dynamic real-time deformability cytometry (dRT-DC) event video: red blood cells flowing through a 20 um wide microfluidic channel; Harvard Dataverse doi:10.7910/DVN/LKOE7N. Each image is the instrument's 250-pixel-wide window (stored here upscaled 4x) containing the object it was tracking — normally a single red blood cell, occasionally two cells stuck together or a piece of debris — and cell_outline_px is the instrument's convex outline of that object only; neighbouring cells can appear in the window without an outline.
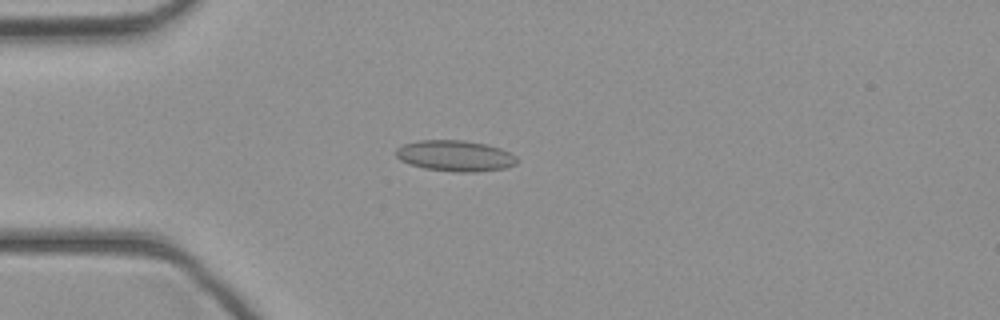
{"species": "common noctule bat (a hibernating species)", "species_latin": "Nyctalus noctula", "temperature_condition": "cold", "stored_images_in_passage": 43, "camera_frame_rate_fps": 3000, "um_per_image_px": 0.085, "animal": {"sex": "female", "body_mass_g": 21.9}, "frame": {"image": 1, "passage_image": 11, "time_ms": 3.333, "image_size_px": [1000, 320], "cell_outline_px": [[520, 160], [516, 164], [508, 168], [476, 172], [456, 172], [424, 168], [408, 164], [400, 160], [396, 156], [396, 148], [404, 144], [420, 140], [464, 140], [484, 144], [500, 148], [512, 152]], "centroid_in_image_um": [38.73, 13.25], "position_along_channel_um": 46.3, "area_um2": 22.08}}
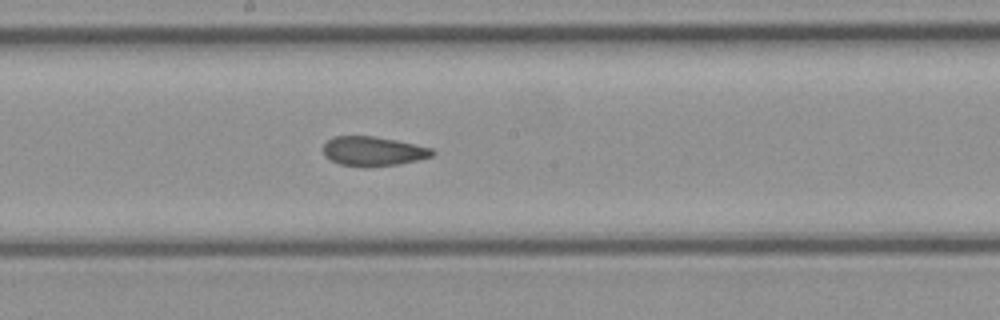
{"frame": {"image": 2, "passage_image": 23, "time_ms": 7.333, "image_size_px": [1000, 320], "cell_outline_px": [[436, 152], [432, 156], [400, 164], [364, 168], [340, 164], [324, 156], [324, 144], [332, 136], [372, 136], [396, 140], [432, 148]], "centroid_in_image_um": [31.71, 12.86], "position_along_channel_um": 216.5, "area_um2": 18.79}}
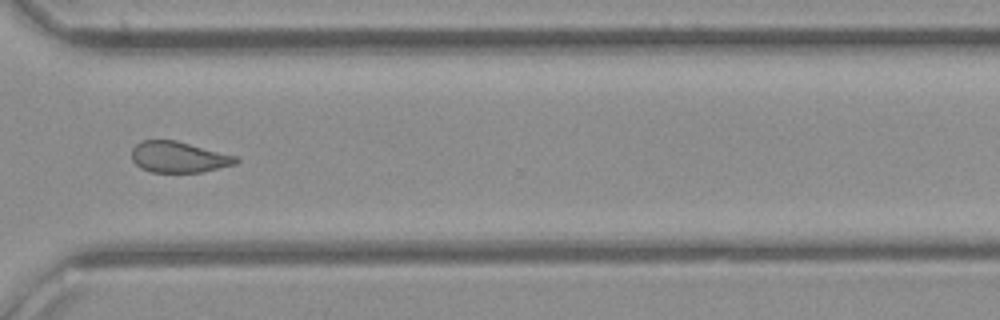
{"frame": {"image": 3, "passage_image": 32, "time_ms": 10.333, "image_size_px": [1000, 320], "cell_outline_px": [[240, 160], [236, 164], [200, 172], [152, 172], [140, 168], [132, 160], [132, 148], [140, 140], [176, 140], [236, 156]], "centroid_in_image_um": [15.16, 13.34], "position_along_channel_um": 355.4, "area_um2": 18.79}}